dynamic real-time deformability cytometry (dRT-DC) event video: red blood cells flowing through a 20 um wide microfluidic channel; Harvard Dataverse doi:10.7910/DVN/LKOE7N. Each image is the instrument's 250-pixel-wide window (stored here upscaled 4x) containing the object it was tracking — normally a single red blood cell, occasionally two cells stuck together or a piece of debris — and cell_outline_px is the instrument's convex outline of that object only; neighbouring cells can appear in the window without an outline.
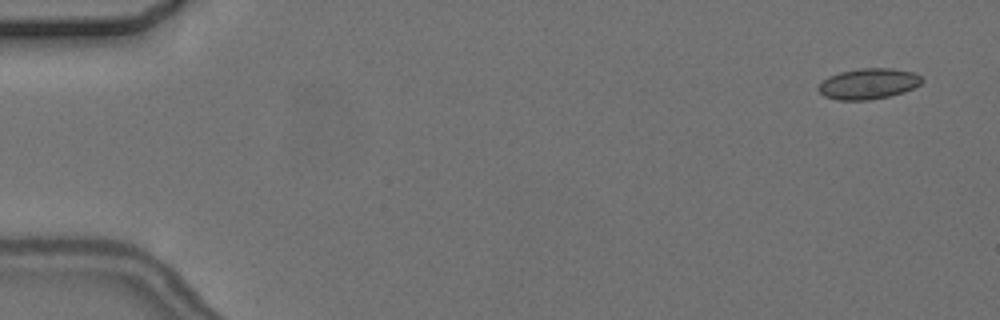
{"species": "common noctule bat (a hibernating species)", "species_latin": "Nyctalus noctula", "temperature_condition": "cold", "stored_images_in_passage": 6, "segment_of_instrument_passage": [1, 2], "camera_frame_rate_fps": 3000, "um_per_image_px": 0.085, "animal": {"sex": "female", "body_mass_g": 24.6, "forearm_length_mm": 56.2}, "frame": {"image": 1, "passage_image": 1, "time_ms": 0.0, "image_size_px": [1000, 320], "cell_outline_px": [[924, 80], [920, 84], [904, 92], [888, 96], [868, 100], [840, 100], [824, 96], [816, 88], [828, 76], [840, 72], [860, 68], [892, 68], [916, 72]], "centroid_in_image_um": [73.83, 7.11], "position_along_channel_um": 11.2, "area_um2": 18.55}}